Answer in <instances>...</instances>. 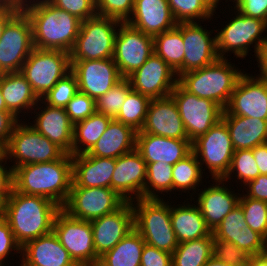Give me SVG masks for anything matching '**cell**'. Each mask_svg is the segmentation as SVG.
Segmentation results:
<instances>
[{"mask_svg":"<svg viewBox=\"0 0 267 266\" xmlns=\"http://www.w3.org/2000/svg\"><path fill=\"white\" fill-rule=\"evenodd\" d=\"M76 76L78 91L94 100L108 92L123 79L113 58L99 60H70Z\"/></svg>","mask_w":267,"mask_h":266,"instance_id":"2e32d148","label":"cell"},{"mask_svg":"<svg viewBox=\"0 0 267 266\" xmlns=\"http://www.w3.org/2000/svg\"><path fill=\"white\" fill-rule=\"evenodd\" d=\"M24 12L32 25L33 46L70 53L81 20L52 5L48 0H30Z\"/></svg>","mask_w":267,"mask_h":266,"instance_id":"3957f363","label":"cell"},{"mask_svg":"<svg viewBox=\"0 0 267 266\" xmlns=\"http://www.w3.org/2000/svg\"><path fill=\"white\" fill-rule=\"evenodd\" d=\"M247 197L267 202V175H259L247 184ZM249 188V189H248Z\"/></svg>","mask_w":267,"mask_h":266,"instance_id":"11a10c76","label":"cell"},{"mask_svg":"<svg viewBox=\"0 0 267 266\" xmlns=\"http://www.w3.org/2000/svg\"><path fill=\"white\" fill-rule=\"evenodd\" d=\"M150 101L149 97L131 90L115 120L132 127L137 132L141 131Z\"/></svg>","mask_w":267,"mask_h":266,"instance_id":"f35d334b","label":"cell"},{"mask_svg":"<svg viewBox=\"0 0 267 266\" xmlns=\"http://www.w3.org/2000/svg\"><path fill=\"white\" fill-rule=\"evenodd\" d=\"M234 10L267 23V0H235Z\"/></svg>","mask_w":267,"mask_h":266,"instance_id":"f5cc1de1","label":"cell"},{"mask_svg":"<svg viewBox=\"0 0 267 266\" xmlns=\"http://www.w3.org/2000/svg\"><path fill=\"white\" fill-rule=\"evenodd\" d=\"M146 175L147 163L135 149L116 158L111 189L127 202L144 198Z\"/></svg>","mask_w":267,"mask_h":266,"instance_id":"d6986e66","label":"cell"},{"mask_svg":"<svg viewBox=\"0 0 267 266\" xmlns=\"http://www.w3.org/2000/svg\"><path fill=\"white\" fill-rule=\"evenodd\" d=\"M131 204L134 211V228L145 243L172 254L178 246V241L172 228L171 205L164 199L146 198L133 200Z\"/></svg>","mask_w":267,"mask_h":266,"instance_id":"5b68a950","label":"cell"},{"mask_svg":"<svg viewBox=\"0 0 267 266\" xmlns=\"http://www.w3.org/2000/svg\"><path fill=\"white\" fill-rule=\"evenodd\" d=\"M131 90L130 82L127 78H123L108 92L95 100L96 112L115 119Z\"/></svg>","mask_w":267,"mask_h":266,"instance_id":"b9f144b4","label":"cell"},{"mask_svg":"<svg viewBox=\"0 0 267 266\" xmlns=\"http://www.w3.org/2000/svg\"><path fill=\"white\" fill-rule=\"evenodd\" d=\"M213 256L233 266H247L251 258L249 254L235 244L219 239H214Z\"/></svg>","mask_w":267,"mask_h":266,"instance_id":"bcb514c9","label":"cell"},{"mask_svg":"<svg viewBox=\"0 0 267 266\" xmlns=\"http://www.w3.org/2000/svg\"><path fill=\"white\" fill-rule=\"evenodd\" d=\"M13 180L17 192L48 198L62 208L73 181L72 155L66 153L55 161L16 167Z\"/></svg>","mask_w":267,"mask_h":266,"instance_id":"7a4b0ae2","label":"cell"},{"mask_svg":"<svg viewBox=\"0 0 267 266\" xmlns=\"http://www.w3.org/2000/svg\"><path fill=\"white\" fill-rule=\"evenodd\" d=\"M21 266H78L52 231L21 247Z\"/></svg>","mask_w":267,"mask_h":266,"instance_id":"484cf974","label":"cell"},{"mask_svg":"<svg viewBox=\"0 0 267 266\" xmlns=\"http://www.w3.org/2000/svg\"><path fill=\"white\" fill-rule=\"evenodd\" d=\"M111 120V117L95 112L85 120L75 123L72 156L87 153L100 139Z\"/></svg>","mask_w":267,"mask_h":266,"instance_id":"e575fe53","label":"cell"},{"mask_svg":"<svg viewBox=\"0 0 267 266\" xmlns=\"http://www.w3.org/2000/svg\"><path fill=\"white\" fill-rule=\"evenodd\" d=\"M174 208L171 205V222L178 243L196 240L212 234L199 208L188 203Z\"/></svg>","mask_w":267,"mask_h":266,"instance_id":"1f68e13d","label":"cell"},{"mask_svg":"<svg viewBox=\"0 0 267 266\" xmlns=\"http://www.w3.org/2000/svg\"><path fill=\"white\" fill-rule=\"evenodd\" d=\"M18 121L19 119L11 112H0V140H4L8 144L13 128Z\"/></svg>","mask_w":267,"mask_h":266,"instance_id":"6f0895ef","label":"cell"},{"mask_svg":"<svg viewBox=\"0 0 267 266\" xmlns=\"http://www.w3.org/2000/svg\"><path fill=\"white\" fill-rule=\"evenodd\" d=\"M70 121L75 124L96 112V102L92 97L78 91L65 107Z\"/></svg>","mask_w":267,"mask_h":266,"instance_id":"7dc6e473","label":"cell"},{"mask_svg":"<svg viewBox=\"0 0 267 266\" xmlns=\"http://www.w3.org/2000/svg\"><path fill=\"white\" fill-rule=\"evenodd\" d=\"M177 23L208 20L216 13L220 0H167Z\"/></svg>","mask_w":267,"mask_h":266,"instance_id":"8d00e7d4","label":"cell"},{"mask_svg":"<svg viewBox=\"0 0 267 266\" xmlns=\"http://www.w3.org/2000/svg\"><path fill=\"white\" fill-rule=\"evenodd\" d=\"M137 133L175 139H188L176 102L172 96L151 99L144 125Z\"/></svg>","mask_w":267,"mask_h":266,"instance_id":"44dd1931","label":"cell"},{"mask_svg":"<svg viewBox=\"0 0 267 266\" xmlns=\"http://www.w3.org/2000/svg\"><path fill=\"white\" fill-rule=\"evenodd\" d=\"M134 0H96L98 15L126 22L132 15Z\"/></svg>","mask_w":267,"mask_h":266,"instance_id":"c3c4849f","label":"cell"},{"mask_svg":"<svg viewBox=\"0 0 267 266\" xmlns=\"http://www.w3.org/2000/svg\"><path fill=\"white\" fill-rule=\"evenodd\" d=\"M52 5L84 21L97 14L96 0H48Z\"/></svg>","mask_w":267,"mask_h":266,"instance_id":"681fc988","label":"cell"},{"mask_svg":"<svg viewBox=\"0 0 267 266\" xmlns=\"http://www.w3.org/2000/svg\"><path fill=\"white\" fill-rule=\"evenodd\" d=\"M247 266H267V256L265 254L253 256Z\"/></svg>","mask_w":267,"mask_h":266,"instance_id":"be15d7a7","label":"cell"},{"mask_svg":"<svg viewBox=\"0 0 267 266\" xmlns=\"http://www.w3.org/2000/svg\"><path fill=\"white\" fill-rule=\"evenodd\" d=\"M229 23L217 32L216 50L219 58H225L229 51L238 58H245L250 51V45L254 44V53L256 58L262 46L267 42V36L262 33L267 29V23L261 19L249 17L236 10Z\"/></svg>","mask_w":267,"mask_h":266,"instance_id":"ba28073f","label":"cell"},{"mask_svg":"<svg viewBox=\"0 0 267 266\" xmlns=\"http://www.w3.org/2000/svg\"><path fill=\"white\" fill-rule=\"evenodd\" d=\"M120 20L96 14L81 21L78 36L70 51V60L113 58Z\"/></svg>","mask_w":267,"mask_h":266,"instance_id":"8992f818","label":"cell"},{"mask_svg":"<svg viewBox=\"0 0 267 266\" xmlns=\"http://www.w3.org/2000/svg\"><path fill=\"white\" fill-rule=\"evenodd\" d=\"M234 171L236 172L234 173ZM232 173L237 176L238 180H241L244 186L260 175L252 149L234 151L229 171L222 178L223 181L228 182V179L230 180L232 177Z\"/></svg>","mask_w":267,"mask_h":266,"instance_id":"60d3db41","label":"cell"},{"mask_svg":"<svg viewBox=\"0 0 267 266\" xmlns=\"http://www.w3.org/2000/svg\"><path fill=\"white\" fill-rule=\"evenodd\" d=\"M213 233L207 237L178 243L172 253V266H204L213 256Z\"/></svg>","mask_w":267,"mask_h":266,"instance_id":"d590c367","label":"cell"},{"mask_svg":"<svg viewBox=\"0 0 267 266\" xmlns=\"http://www.w3.org/2000/svg\"><path fill=\"white\" fill-rule=\"evenodd\" d=\"M204 266H233L231 264L225 263L220 259H217L215 256H212Z\"/></svg>","mask_w":267,"mask_h":266,"instance_id":"03108f58","label":"cell"},{"mask_svg":"<svg viewBox=\"0 0 267 266\" xmlns=\"http://www.w3.org/2000/svg\"><path fill=\"white\" fill-rule=\"evenodd\" d=\"M136 135L137 131L132 127L112 119L100 139L87 154L116 159L136 149Z\"/></svg>","mask_w":267,"mask_h":266,"instance_id":"f1b7e54d","label":"cell"},{"mask_svg":"<svg viewBox=\"0 0 267 266\" xmlns=\"http://www.w3.org/2000/svg\"><path fill=\"white\" fill-rule=\"evenodd\" d=\"M247 226L267 240V202L240 195L239 204Z\"/></svg>","mask_w":267,"mask_h":266,"instance_id":"7bdbcfd3","label":"cell"},{"mask_svg":"<svg viewBox=\"0 0 267 266\" xmlns=\"http://www.w3.org/2000/svg\"><path fill=\"white\" fill-rule=\"evenodd\" d=\"M70 72L69 53L35 47L20 70L39 99H42L60 79Z\"/></svg>","mask_w":267,"mask_h":266,"instance_id":"52a82bcc","label":"cell"},{"mask_svg":"<svg viewBox=\"0 0 267 266\" xmlns=\"http://www.w3.org/2000/svg\"><path fill=\"white\" fill-rule=\"evenodd\" d=\"M172 172L173 165L168 163L162 161L147 163L144 198L161 199V197L156 193L171 192L173 190Z\"/></svg>","mask_w":267,"mask_h":266,"instance_id":"ab89813d","label":"cell"},{"mask_svg":"<svg viewBox=\"0 0 267 266\" xmlns=\"http://www.w3.org/2000/svg\"><path fill=\"white\" fill-rule=\"evenodd\" d=\"M145 241L134 228L102 255L97 266H140Z\"/></svg>","mask_w":267,"mask_h":266,"instance_id":"d6a6232c","label":"cell"},{"mask_svg":"<svg viewBox=\"0 0 267 266\" xmlns=\"http://www.w3.org/2000/svg\"><path fill=\"white\" fill-rule=\"evenodd\" d=\"M77 92L76 76L70 72L60 79L42 100L50 106L65 108Z\"/></svg>","mask_w":267,"mask_h":266,"instance_id":"f6af8a7d","label":"cell"},{"mask_svg":"<svg viewBox=\"0 0 267 266\" xmlns=\"http://www.w3.org/2000/svg\"><path fill=\"white\" fill-rule=\"evenodd\" d=\"M0 164V205H2L11 195L14 188L13 169Z\"/></svg>","mask_w":267,"mask_h":266,"instance_id":"9f6ffc18","label":"cell"},{"mask_svg":"<svg viewBox=\"0 0 267 266\" xmlns=\"http://www.w3.org/2000/svg\"><path fill=\"white\" fill-rule=\"evenodd\" d=\"M61 207L48 198L17 192L14 188L1 205V215L7 220L16 242H27L53 231L56 214Z\"/></svg>","mask_w":267,"mask_h":266,"instance_id":"6da1fadb","label":"cell"},{"mask_svg":"<svg viewBox=\"0 0 267 266\" xmlns=\"http://www.w3.org/2000/svg\"><path fill=\"white\" fill-rule=\"evenodd\" d=\"M30 0H0V6L11 7L17 11H24Z\"/></svg>","mask_w":267,"mask_h":266,"instance_id":"6125c7cd","label":"cell"},{"mask_svg":"<svg viewBox=\"0 0 267 266\" xmlns=\"http://www.w3.org/2000/svg\"><path fill=\"white\" fill-rule=\"evenodd\" d=\"M113 60L123 78L139 69L154 54V40L127 22L118 26Z\"/></svg>","mask_w":267,"mask_h":266,"instance_id":"9a60e30c","label":"cell"},{"mask_svg":"<svg viewBox=\"0 0 267 266\" xmlns=\"http://www.w3.org/2000/svg\"><path fill=\"white\" fill-rule=\"evenodd\" d=\"M243 74L222 114L267 120V80Z\"/></svg>","mask_w":267,"mask_h":266,"instance_id":"e0dca14e","label":"cell"},{"mask_svg":"<svg viewBox=\"0 0 267 266\" xmlns=\"http://www.w3.org/2000/svg\"><path fill=\"white\" fill-rule=\"evenodd\" d=\"M260 175H267V142L252 149Z\"/></svg>","mask_w":267,"mask_h":266,"instance_id":"680465c9","label":"cell"},{"mask_svg":"<svg viewBox=\"0 0 267 266\" xmlns=\"http://www.w3.org/2000/svg\"><path fill=\"white\" fill-rule=\"evenodd\" d=\"M267 240L249 226L243 228L239 235V241L235 244L251 257L264 254Z\"/></svg>","mask_w":267,"mask_h":266,"instance_id":"f907efd6","label":"cell"},{"mask_svg":"<svg viewBox=\"0 0 267 266\" xmlns=\"http://www.w3.org/2000/svg\"><path fill=\"white\" fill-rule=\"evenodd\" d=\"M116 159L89 156L87 153L72 156L73 182L78 187L111 188Z\"/></svg>","mask_w":267,"mask_h":266,"instance_id":"83f0119b","label":"cell"},{"mask_svg":"<svg viewBox=\"0 0 267 266\" xmlns=\"http://www.w3.org/2000/svg\"><path fill=\"white\" fill-rule=\"evenodd\" d=\"M214 180L216 184L200 190L196 201L198 202L197 207L211 231L215 230L228 213L238 206L239 195H241L228 189L222 178Z\"/></svg>","mask_w":267,"mask_h":266,"instance_id":"4316f807","label":"cell"},{"mask_svg":"<svg viewBox=\"0 0 267 266\" xmlns=\"http://www.w3.org/2000/svg\"><path fill=\"white\" fill-rule=\"evenodd\" d=\"M17 12V10L11 7L0 6V38L5 25Z\"/></svg>","mask_w":267,"mask_h":266,"instance_id":"94428289","label":"cell"},{"mask_svg":"<svg viewBox=\"0 0 267 266\" xmlns=\"http://www.w3.org/2000/svg\"><path fill=\"white\" fill-rule=\"evenodd\" d=\"M226 123L234 150L253 149L267 142V120L258 118L222 114Z\"/></svg>","mask_w":267,"mask_h":266,"instance_id":"f546056e","label":"cell"},{"mask_svg":"<svg viewBox=\"0 0 267 266\" xmlns=\"http://www.w3.org/2000/svg\"><path fill=\"white\" fill-rule=\"evenodd\" d=\"M210 33L197 22L182 23L184 73L208 66L219 58L216 37L211 38Z\"/></svg>","mask_w":267,"mask_h":266,"instance_id":"7402d4cb","label":"cell"},{"mask_svg":"<svg viewBox=\"0 0 267 266\" xmlns=\"http://www.w3.org/2000/svg\"><path fill=\"white\" fill-rule=\"evenodd\" d=\"M236 68L226 57L218 58L208 66L181 74L178 83L189 93L210 99L224 110L244 73Z\"/></svg>","mask_w":267,"mask_h":266,"instance_id":"277c9868","label":"cell"},{"mask_svg":"<svg viewBox=\"0 0 267 266\" xmlns=\"http://www.w3.org/2000/svg\"><path fill=\"white\" fill-rule=\"evenodd\" d=\"M126 202L111 188L78 187L72 181L69 196L61 209L73 218L92 221L115 212Z\"/></svg>","mask_w":267,"mask_h":266,"instance_id":"30bf717a","label":"cell"},{"mask_svg":"<svg viewBox=\"0 0 267 266\" xmlns=\"http://www.w3.org/2000/svg\"><path fill=\"white\" fill-rule=\"evenodd\" d=\"M258 68H259V78L267 80V42L262 46L260 52L257 56Z\"/></svg>","mask_w":267,"mask_h":266,"instance_id":"91938a15","label":"cell"},{"mask_svg":"<svg viewBox=\"0 0 267 266\" xmlns=\"http://www.w3.org/2000/svg\"><path fill=\"white\" fill-rule=\"evenodd\" d=\"M0 112H10L5 105L1 90H0Z\"/></svg>","mask_w":267,"mask_h":266,"instance_id":"003e7915","label":"cell"},{"mask_svg":"<svg viewBox=\"0 0 267 266\" xmlns=\"http://www.w3.org/2000/svg\"><path fill=\"white\" fill-rule=\"evenodd\" d=\"M154 53L161 57L176 73L177 78L184 73V43L182 23L171 30L153 37Z\"/></svg>","mask_w":267,"mask_h":266,"instance_id":"836d02e7","label":"cell"},{"mask_svg":"<svg viewBox=\"0 0 267 266\" xmlns=\"http://www.w3.org/2000/svg\"><path fill=\"white\" fill-rule=\"evenodd\" d=\"M53 232L77 265H98L100 258L95 252L90 221L73 218L61 209L56 214Z\"/></svg>","mask_w":267,"mask_h":266,"instance_id":"7c38bea8","label":"cell"},{"mask_svg":"<svg viewBox=\"0 0 267 266\" xmlns=\"http://www.w3.org/2000/svg\"><path fill=\"white\" fill-rule=\"evenodd\" d=\"M234 151L229 129L222 119L192 141V152L197 156L201 169L205 164L213 179H221L227 174Z\"/></svg>","mask_w":267,"mask_h":266,"instance_id":"8fae6325","label":"cell"},{"mask_svg":"<svg viewBox=\"0 0 267 266\" xmlns=\"http://www.w3.org/2000/svg\"><path fill=\"white\" fill-rule=\"evenodd\" d=\"M41 103L45 107L36 105L40 112L36 113V118L32 127L40 134L47 137L51 142L57 144L66 153L72 155L73 129L74 124L70 121L65 108L53 107L46 104L42 99ZM40 107V108H39Z\"/></svg>","mask_w":267,"mask_h":266,"instance_id":"cb8c5ba5","label":"cell"},{"mask_svg":"<svg viewBox=\"0 0 267 266\" xmlns=\"http://www.w3.org/2000/svg\"><path fill=\"white\" fill-rule=\"evenodd\" d=\"M21 252V246L16 242L7 220L0 214V266L12 251Z\"/></svg>","mask_w":267,"mask_h":266,"instance_id":"816d5d0a","label":"cell"},{"mask_svg":"<svg viewBox=\"0 0 267 266\" xmlns=\"http://www.w3.org/2000/svg\"><path fill=\"white\" fill-rule=\"evenodd\" d=\"M33 49L31 21L24 11H18L0 38V74L20 72Z\"/></svg>","mask_w":267,"mask_h":266,"instance_id":"4fadbf2b","label":"cell"},{"mask_svg":"<svg viewBox=\"0 0 267 266\" xmlns=\"http://www.w3.org/2000/svg\"><path fill=\"white\" fill-rule=\"evenodd\" d=\"M247 224L244 218V212L238 205L228 213L219 226L212 231L214 239L224 240L236 244L239 241V235Z\"/></svg>","mask_w":267,"mask_h":266,"instance_id":"ee69618b","label":"cell"},{"mask_svg":"<svg viewBox=\"0 0 267 266\" xmlns=\"http://www.w3.org/2000/svg\"><path fill=\"white\" fill-rule=\"evenodd\" d=\"M95 252L100 258L134 229V211L126 202L115 212L90 221Z\"/></svg>","mask_w":267,"mask_h":266,"instance_id":"ffe728a7","label":"cell"},{"mask_svg":"<svg viewBox=\"0 0 267 266\" xmlns=\"http://www.w3.org/2000/svg\"><path fill=\"white\" fill-rule=\"evenodd\" d=\"M136 150L146 163L165 162L176 164L192 152V142L147 133H137Z\"/></svg>","mask_w":267,"mask_h":266,"instance_id":"603a6c76","label":"cell"},{"mask_svg":"<svg viewBox=\"0 0 267 266\" xmlns=\"http://www.w3.org/2000/svg\"><path fill=\"white\" fill-rule=\"evenodd\" d=\"M140 266H172V254L145 244Z\"/></svg>","mask_w":267,"mask_h":266,"instance_id":"db71d44e","label":"cell"},{"mask_svg":"<svg viewBox=\"0 0 267 266\" xmlns=\"http://www.w3.org/2000/svg\"><path fill=\"white\" fill-rule=\"evenodd\" d=\"M126 22L152 37L178 24L167 0H134L132 15Z\"/></svg>","mask_w":267,"mask_h":266,"instance_id":"d4e9b609","label":"cell"},{"mask_svg":"<svg viewBox=\"0 0 267 266\" xmlns=\"http://www.w3.org/2000/svg\"><path fill=\"white\" fill-rule=\"evenodd\" d=\"M175 75L173 69L154 53L127 79L132 90L150 99H157L170 96L178 83V78Z\"/></svg>","mask_w":267,"mask_h":266,"instance_id":"ac0fdd59","label":"cell"},{"mask_svg":"<svg viewBox=\"0 0 267 266\" xmlns=\"http://www.w3.org/2000/svg\"><path fill=\"white\" fill-rule=\"evenodd\" d=\"M0 90L7 109L17 119L24 109L31 111L41 102L20 72L0 74Z\"/></svg>","mask_w":267,"mask_h":266,"instance_id":"4dcf8cb0","label":"cell"},{"mask_svg":"<svg viewBox=\"0 0 267 266\" xmlns=\"http://www.w3.org/2000/svg\"><path fill=\"white\" fill-rule=\"evenodd\" d=\"M264 254L267 256V243H266V247H265V250H264Z\"/></svg>","mask_w":267,"mask_h":266,"instance_id":"a7ac6f4b","label":"cell"},{"mask_svg":"<svg viewBox=\"0 0 267 266\" xmlns=\"http://www.w3.org/2000/svg\"><path fill=\"white\" fill-rule=\"evenodd\" d=\"M170 95L177 104L188 140L191 142L207 133L222 117L223 109L217 103L189 93L179 83Z\"/></svg>","mask_w":267,"mask_h":266,"instance_id":"5bb4252c","label":"cell"},{"mask_svg":"<svg viewBox=\"0 0 267 266\" xmlns=\"http://www.w3.org/2000/svg\"><path fill=\"white\" fill-rule=\"evenodd\" d=\"M8 160V148H7V143L4 140H0V164H2L4 161L5 165Z\"/></svg>","mask_w":267,"mask_h":266,"instance_id":"e7e4bbea","label":"cell"},{"mask_svg":"<svg viewBox=\"0 0 267 266\" xmlns=\"http://www.w3.org/2000/svg\"><path fill=\"white\" fill-rule=\"evenodd\" d=\"M7 148L8 159H15L11 166L13 170L22 165L55 161L66 154L57 144L20 120L13 128Z\"/></svg>","mask_w":267,"mask_h":266,"instance_id":"9c48e42d","label":"cell"},{"mask_svg":"<svg viewBox=\"0 0 267 266\" xmlns=\"http://www.w3.org/2000/svg\"><path fill=\"white\" fill-rule=\"evenodd\" d=\"M203 169L200 167V163L197 156L191 152L182 160H179L173 165V190L184 191L196 190L199 184L202 182Z\"/></svg>","mask_w":267,"mask_h":266,"instance_id":"74e56055","label":"cell"}]
</instances>
